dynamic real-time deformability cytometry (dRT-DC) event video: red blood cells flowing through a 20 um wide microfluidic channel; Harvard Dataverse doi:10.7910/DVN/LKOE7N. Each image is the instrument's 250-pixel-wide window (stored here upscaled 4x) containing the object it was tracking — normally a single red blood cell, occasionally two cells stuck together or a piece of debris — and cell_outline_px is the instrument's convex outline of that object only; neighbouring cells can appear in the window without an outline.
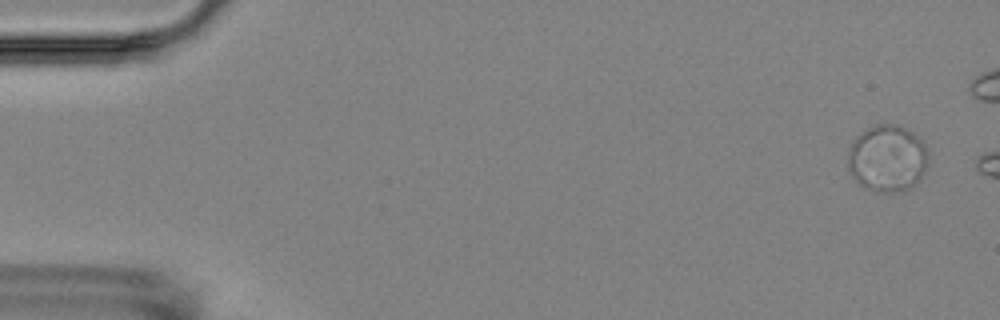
{"species": "Egyptian fruit bat (a non-hibernating species)", "species_latin": "Rousettus aegyptiacus", "temperature_condition": "room temperature", "stored_images_in_passage": 4, "camera_frame_rate_fps": 3000, "um_per_image_px": 0.085, "animal": {"sex": "female"}, "frame": {"image": 1, "passage_image": 1, "time_ms": 0.0, "image_size_px": [1000, 320], "cell_outline_px": [[928, 164], [924, 172], [908, 188], [892, 192], [876, 192], [860, 184], [852, 176], [848, 168], [848, 148], [852, 140], [860, 132], [876, 124], [896, 124], [920, 136], [928, 152]], "centroid_in_image_um": [75.4, 13.42], "position_along_channel_um": 9.6, "area_um2": 31.33}}